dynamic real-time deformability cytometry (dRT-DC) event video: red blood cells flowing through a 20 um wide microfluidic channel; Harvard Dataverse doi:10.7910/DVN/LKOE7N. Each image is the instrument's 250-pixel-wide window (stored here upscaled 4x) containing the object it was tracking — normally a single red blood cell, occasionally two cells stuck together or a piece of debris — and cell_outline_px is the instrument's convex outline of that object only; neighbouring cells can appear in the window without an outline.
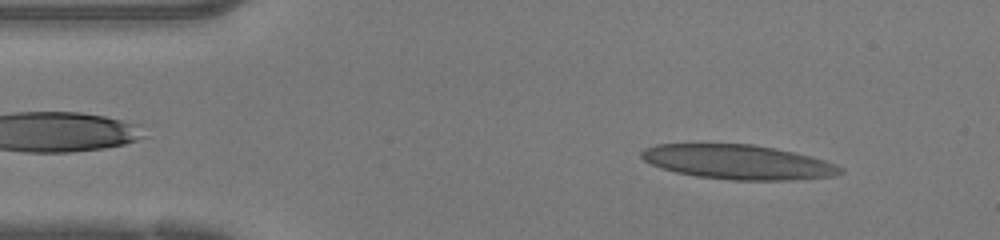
{"species": "human", "species_latin": "Homo sapiens", "temperature_condition": "warm", "stored_images_in_passage": 45, "camera_frame_rate_fps": 3000, "um_per_image_px": 0.085, "donor": {"sex": "female"}, "frame": {"image": 1, "passage_image": 4, "time_ms": 1.0, "image_size_px": [1000, 240], "cell_outline_px": [[844, 172], [832, 176], [792, 180], [732, 180], [696, 176], [676, 172], [660, 168], [644, 160], [640, 156], [640, 152], [644, 148], [656, 144], [752, 144], [812, 156], [824, 160], [844, 168]], "centroid_in_image_um": [62.71, 13.77], "position_along_channel_um": 22.3, "area_um2": 39.88}}
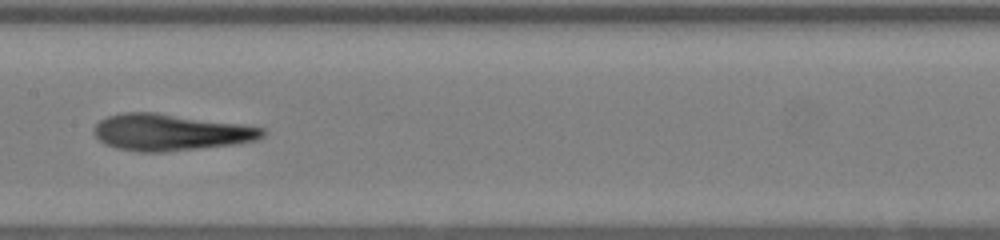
{"frame": {"image": 2, "passage_image": 21, "time_ms": 6.667, "image_size_px": [1000, 240], "cell_outline_px": [[268, 132], [264, 136], [256, 140], [236, 144], [164, 152], [140, 152], [116, 148], [104, 144], [96, 136], [92, 128], [100, 120], [108, 116], [124, 112], [156, 112], [240, 124], [264, 128]], "centroid_in_image_um": [14.48, 11.25], "position_along_channel_um": 192.9, "area_um2": 36.01}}
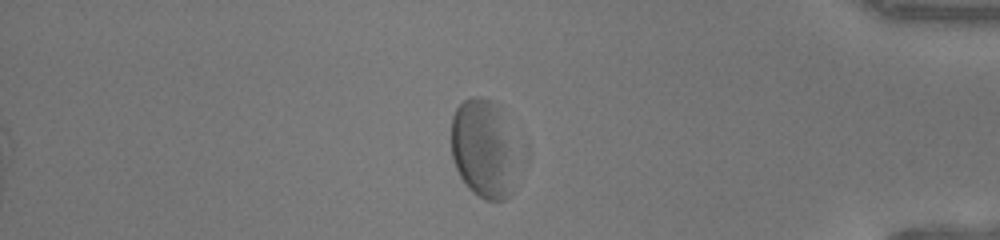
{"frame": {"image": 3, "passage_image": 38, "time_ms": 12.333, "image_size_px": [1000, 240], "cell_outline_px": [[512, 192], [504, 200], [484, 200], [472, 192], [468, 188], [460, 176], [456, 168], [452, 156], [452, 116], [456, 108], [464, 100], [472, 96], [480, 96], [492, 100], [496, 108], [512, 156]], "centroid_in_image_um": [40.95, 12.69], "position_along_channel_um": 394.3, "area_um2": 35.66}, "authors_computed_cell_mechanics": {"area_um2": 38.437, "velocity_mm_per_s": 4.1712, "shape_relaxation_time_tau1_ms": 6.6497, "shape_relaxation_time_tau2_ms": 1.8562, "deformation_change_tau1": 0.2494, "deformation_change_tau2": 0.0975}}